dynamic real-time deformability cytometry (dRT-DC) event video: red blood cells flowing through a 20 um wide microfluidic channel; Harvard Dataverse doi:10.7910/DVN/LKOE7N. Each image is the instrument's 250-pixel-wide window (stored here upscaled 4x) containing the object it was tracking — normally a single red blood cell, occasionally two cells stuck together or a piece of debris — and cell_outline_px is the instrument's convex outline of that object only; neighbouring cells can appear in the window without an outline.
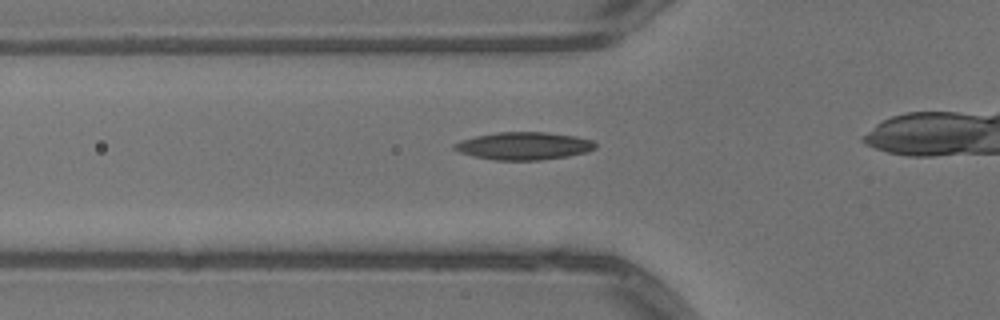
{"species": "common noctule bat (a hibernating species)", "species_latin": "Nyctalus noctula", "temperature_condition": "warm", "stored_images_in_passage": 28, "camera_frame_rate_fps": 3000, "um_per_image_px": 0.085, "animal": {"sex": "male", "body_mass_g": 13.3}, "frame": {"image": 1, "passage_image": 5, "time_ms": 1.333, "image_size_px": [1000, 320], "cell_outline_px": [[596, 148], [588, 152], [568, 156], [540, 160], [496, 160], [472, 156], [460, 152], [452, 148], [452, 144], [460, 140], [476, 136], [496, 132], [548, 132], [576, 136], [592, 140], [596, 144]], "centroid_in_image_um": [44.52, 12.4], "position_along_channel_um": 81.3, "area_um2": 22.89}}
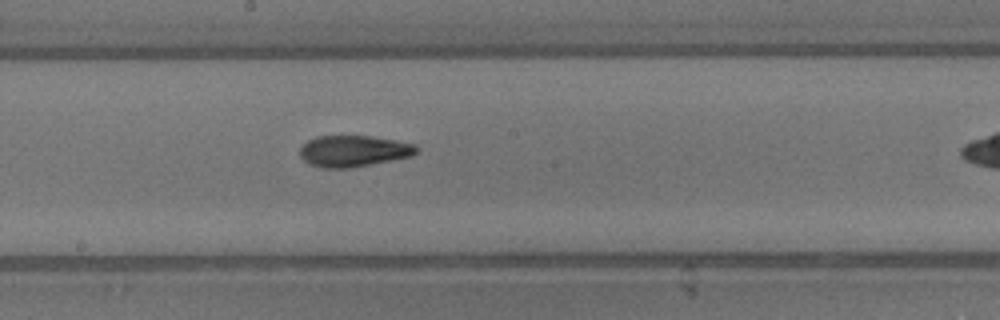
{"frame": {"image": 2, "passage_image": 15, "time_ms": 4.667, "image_size_px": [1000, 320], "cell_outline_px": [[420, 148], [412, 156], [352, 168], [320, 168], [308, 164], [300, 156], [300, 148], [308, 140], [316, 136], [372, 136], [396, 140], [416, 144]], "centroid_in_image_um": [30.06, 12.84], "position_along_channel_um": 218.1, "area_um2": 21.5}}
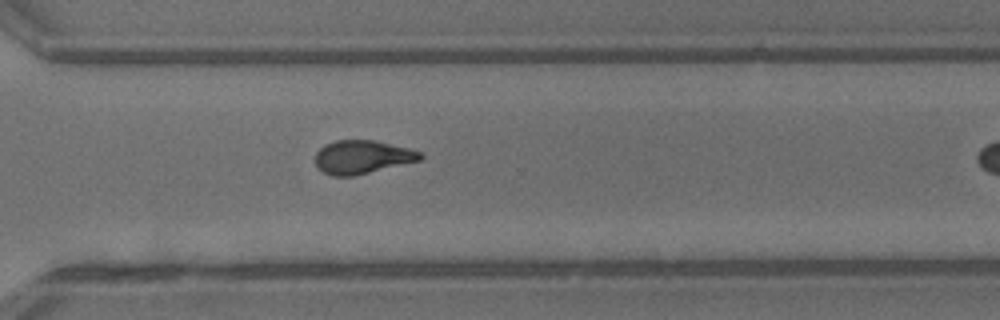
{"frame": {"image": 3, "passage_image": 24, "time_ms": 7.667, "image_size_px": [1000, 320], "cell_outline_px": [[424, 156], [420, 160], [352, 176], [332, 176], [316, 168], [316, 152], [324, 144], [336, 140], [372, 140], [408, 148], [420, 152]], "centroid_in_image_um": [30.74, 13.34], "position_along_channel_um": 339.9, "area_um2": 20.23}}